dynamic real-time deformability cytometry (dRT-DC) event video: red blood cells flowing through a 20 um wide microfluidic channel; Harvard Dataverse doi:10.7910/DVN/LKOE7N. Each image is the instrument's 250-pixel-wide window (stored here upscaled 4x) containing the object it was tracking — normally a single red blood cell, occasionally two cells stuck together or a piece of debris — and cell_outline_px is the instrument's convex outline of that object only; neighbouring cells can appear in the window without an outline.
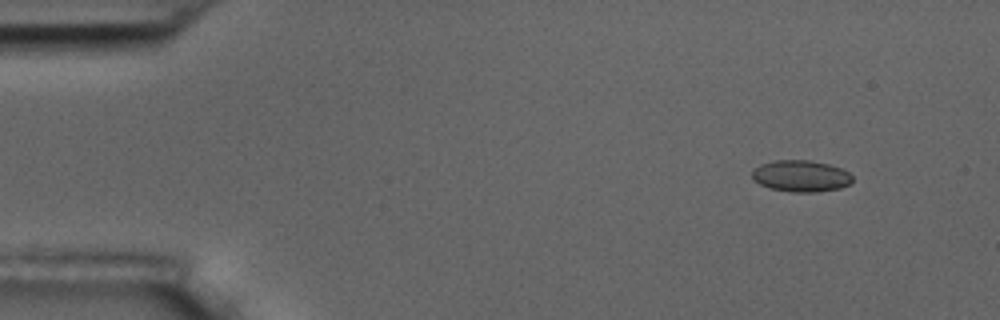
{"species": "common noctule bat (a hibernating species)", "species_latin": "Nyctalus noctula", "temperature_condition": "room temperature", "stored_images_in_passage": 5, "camera_frame_rate_fps": 3000, "um_per_image_px": 0.085, "animal": {"sex": "male", "body_mass_g": 17.5, "forearm_length_mm": 52.3}, "frame": {"image": 1, "passage_image": 2, "time_ms": 1.333, "image_size_px": [1000, 320], "cell_outline_px": [[852, 180], [848, 184], [840, 188], [816, 192], [792, 192], [772, 188], [760, 184], [752, 180], [752, 172], [760, 164], [776, 160], [808, 160], [828, 164], [840, 168], [848, 172], [852, 176]], "centroid_in_image_um": [68.06, 14.96], "position_along_channel_um": 16.9, "area_um2": 18.26}}
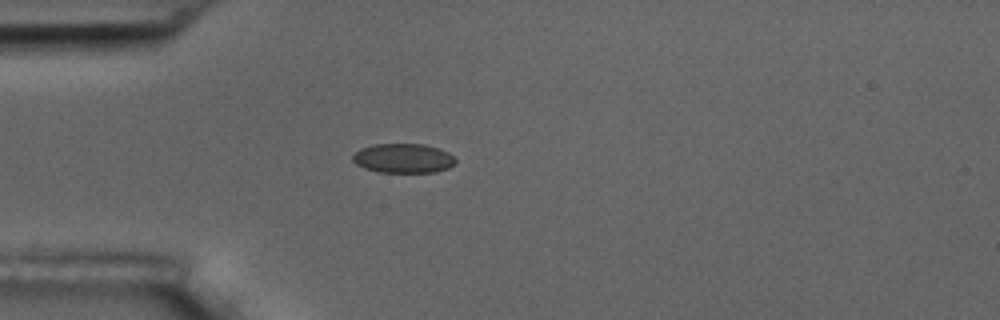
{"frame": {"image": 2, "passage_image": 5, "time_ms": 4.667, "image_size_px": [1000, 320], "cell_outline_px": [[456, 160], [448, 168], [436, 172], [376, 172], [364, 168], [356, 164], [352, 160], [352, 156], [360, 148], [372, 144], [424, 144], [448, 152]], "centroid_in_image_um": [34.23, 13.45], "position_along_channel_um": 50.8, "area_um2": 17.57}}